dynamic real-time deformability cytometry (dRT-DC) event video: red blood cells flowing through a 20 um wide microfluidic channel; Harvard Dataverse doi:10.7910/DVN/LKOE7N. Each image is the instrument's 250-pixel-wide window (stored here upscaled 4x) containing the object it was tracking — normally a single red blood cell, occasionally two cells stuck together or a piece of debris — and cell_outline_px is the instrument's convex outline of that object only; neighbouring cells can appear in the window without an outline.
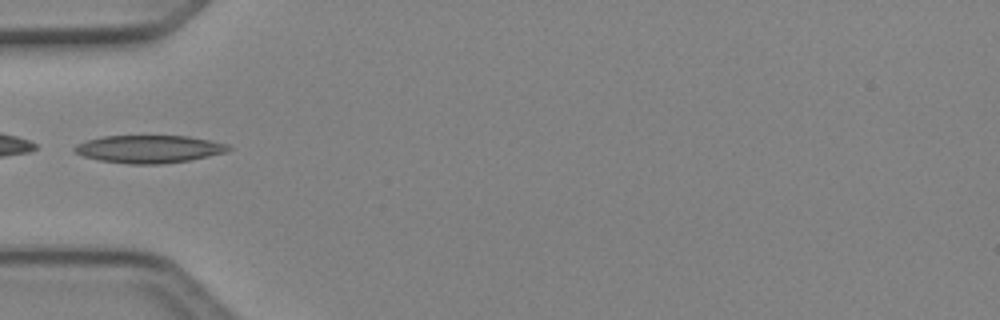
{"species": "Egyptian fruit bat (a non-hibernating species)", "species_latin": "Rousettus aegyptiacus", "temperature_condition": "cold", "stored_images_in_passage": 2, "camera_frame_rate_fps": 3000, "um_per_image_px": 0.085, "animal": {"sex": "female"}, "frame": {"image": 1, "passage_image": 1, "time_ms": 0.0, "image_size_px": [1000, 320], "cell_outline_px": [[232, 148], [228, 152], [188, 160], [160, 164], [128, 164], [100, 160], [84, 156], [76, 152], [72, 148], [76, 144], [88, 140], [104, 136], [188, 136], [228, 144]], "centroid_in_image_um": [12.68, 12.67], "position_along_channel_um": 72.3, "area_um2": 24.68}}
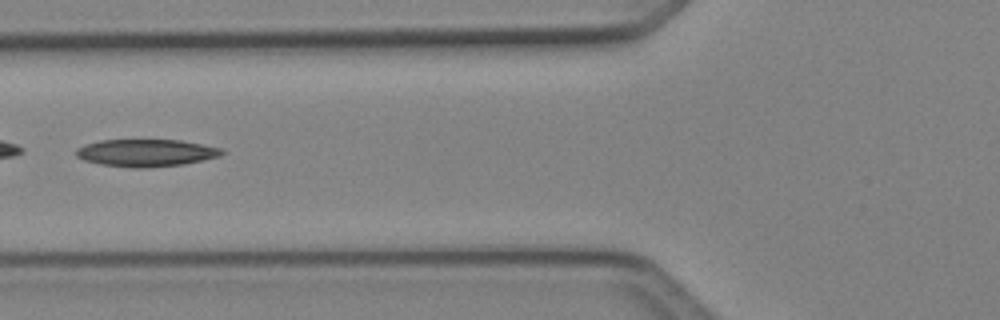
{"frame": {"image": 2, "passage_image": 2, "time_ms": 0.333, "image_size_px": [1000, 320], "cell_outline_px": [[224, 152], [220, 156], [184, 164], [148, 168], [132, 168], [100, 164], [84, 160], [76, 156], [76, 148], [100, 140], [180, 140], [204, 144], [224, 148]], "centroid_in_image_um": [12.45, 12.99], "position_along_channel_um": 113.3, "area_um2": 23.29}}